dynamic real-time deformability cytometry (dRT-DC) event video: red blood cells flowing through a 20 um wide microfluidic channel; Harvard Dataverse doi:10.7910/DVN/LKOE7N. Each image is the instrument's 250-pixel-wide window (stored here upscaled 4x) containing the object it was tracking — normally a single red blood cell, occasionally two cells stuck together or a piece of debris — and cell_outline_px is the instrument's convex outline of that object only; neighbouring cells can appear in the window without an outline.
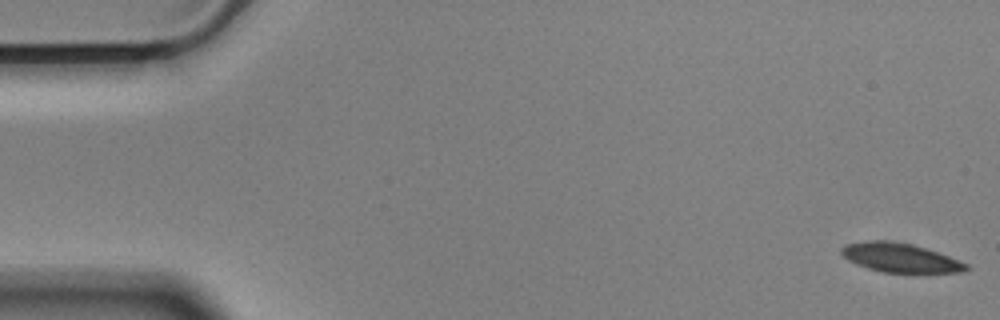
{"species": "Egyptian fruit bat (a non-hibernating species)", "species_latin": "Rousettus aegyptiacus", "temperature_condition": "cold", "stored_images_in_passage": 11, "camera_frame_rate_fps": 3000, "um_per_image_px": 0.085, "animal": {"sex": "male"}, "frame": {"image": 1, "passage_image": 1, "time_ms": 0.0, "image_size_px": [1000, 320], "cell_outline_px": [[972, 268], [960, 272], [912, 276], [880, 272], [856, 264], [848, 260], [840, 252], [840, 248], [844, 244], [872, 240], [884, 240], [912, 244], [948, 256], [968, 264]], "centroid_in_image_um": [76.56, 21.97], "position_along_channel_um": 8.4, "area_um2": 22.08}}